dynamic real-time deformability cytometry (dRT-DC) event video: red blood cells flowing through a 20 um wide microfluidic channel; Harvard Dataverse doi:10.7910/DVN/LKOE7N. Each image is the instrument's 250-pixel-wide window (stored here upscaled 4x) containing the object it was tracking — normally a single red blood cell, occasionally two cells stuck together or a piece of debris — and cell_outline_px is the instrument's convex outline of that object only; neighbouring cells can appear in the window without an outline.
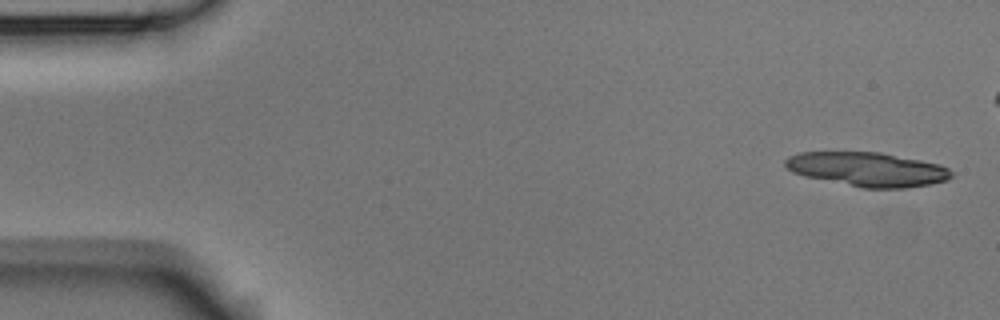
{"species": "Egyptian fruit bat (a non-hibernating species)", "species_latin": "Rousettus aegyptiacus", "temperature_condition": "room temperature", "stored_images_in_passage": 6, "camera_frame_rate_fps": 3000, "um_per_image_px": 0.085, "animal": {"sex": "male"}, "frame": {"image": 1, "passage_image": 1, "time_ms": 0.0, "image_size_px": [1000, 320], "cell_outline_px": [[952, 176], [948, 180], [928, 184], [904, 188], [864, 188], [804, 176], [792, 172], [784, 164], [784, 160], [788, 156], [800, 152], [880, 152], [940, 164], [948, 168], [952, 172]], "centroid_in_image_um": [73.72, 14.38], "position_along_channel_um": 11.3, "area_um2": 32.95}}